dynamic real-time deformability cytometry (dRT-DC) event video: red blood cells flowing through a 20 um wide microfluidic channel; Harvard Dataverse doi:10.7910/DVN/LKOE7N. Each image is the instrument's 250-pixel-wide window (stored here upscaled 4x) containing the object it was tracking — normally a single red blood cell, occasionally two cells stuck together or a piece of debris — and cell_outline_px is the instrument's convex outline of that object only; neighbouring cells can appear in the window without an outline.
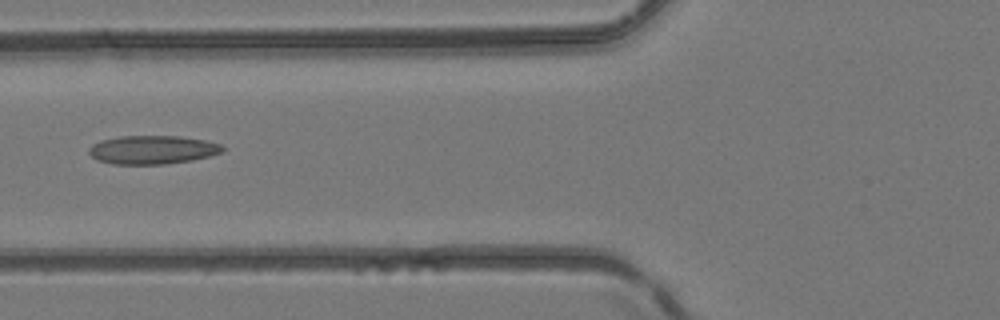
{"species": "common noctule bat (a hibernating species)", "species_latin": "Nyctalus noctula", "temperature_condition": "room temperature", "stored_images_in_passage": 5, "camera_frame_rate_fps": 3000, "um_per_image_px": 0.085, "animal": {"sex": "female", "body_mass_g": 24.6, "forearm_length_mm": 56.2}, "frame": {"image": 1, "passage_image": 5, "time_ms": 1.333, "image_size_px": [1000, 320], "cell_outline_px": [[224, 152], [192, 160], [164, 164], [112, 164], [96, 160], [88, 152], [88, 148], [92, 144], [100, 140], [120, 136], [176, 136], [204, 140], [220, 144], [224, 148]], "centroid_in_image_um": [12.92, 12.73], "position_along_channel_um": 112.9, "area_um2": 22.25}}